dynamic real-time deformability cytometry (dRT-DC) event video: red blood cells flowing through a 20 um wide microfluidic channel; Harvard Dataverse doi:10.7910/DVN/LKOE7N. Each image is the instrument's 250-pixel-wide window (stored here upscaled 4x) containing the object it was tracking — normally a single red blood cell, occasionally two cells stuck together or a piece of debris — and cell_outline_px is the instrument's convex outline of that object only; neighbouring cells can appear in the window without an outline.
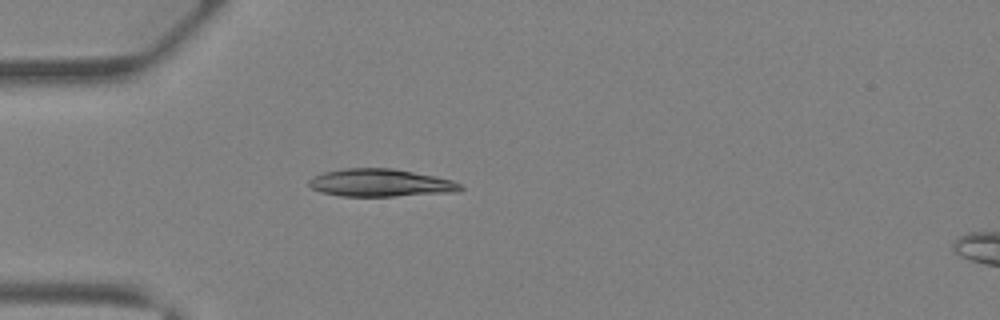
{"species": "Egyptian fruit bat (a non-hibernating species)", "species_latin": "Rousettus aegyptiacus", "temperature_condition": "warm", "stored_images_in_passage": 30, "camera_frame_rate_fps": 3000, "um_per_image_px": 0.085, "animal": {"sex": "female"}, "frame": {"image": 1, "passage_image": 1, "time_ms": 0.0, "image_size_px": [1000, 320], "cell_outline_px": [[464, 188], [460, 192], [396, 196], [340, 196], [320, 192], [312, 188], [308, 184], [308, 180], [312, 176], [324, 172], [344, 168], [392, 168], [436, 176], [452, 180], [460, 184]], "centroid_in_image_um": [32.35, 15.54], "position_along_channel_um": 52.7, "area_um2": 24.68}}
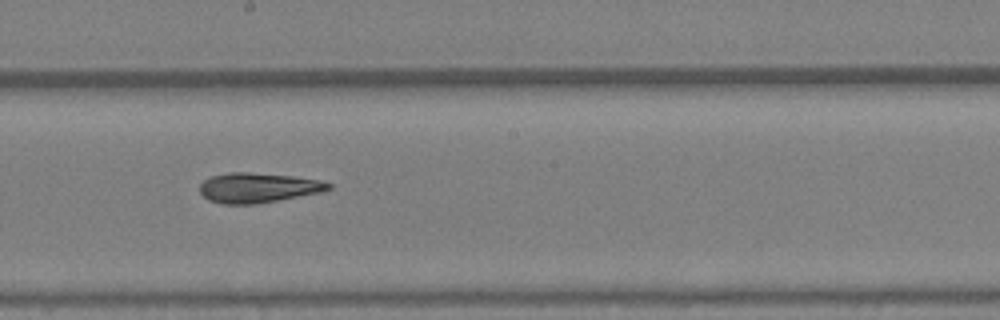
{"frame": {"image": 2, "passage_image": 12, "time_ms": 3.667, "image_size_px": [1000, 320], "cell_outline_px": [[332, 188], [324, 192], [256, 204], [224, 204], [208, 200], [200, 192], [200, 184], [208, 176], [232, 172], [248, 172], [292, 176], [324, 180], [332, 184]], "centroid_in_image_um": [21.97, 15.95], "position_along_channel_um": 226.2, "area_um2": 22.66}}
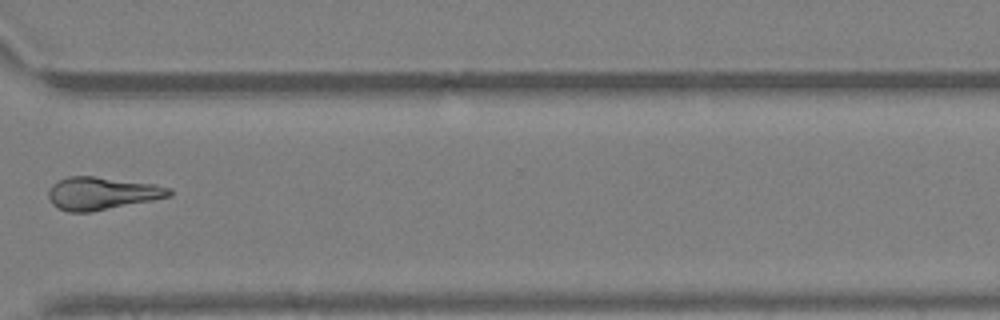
{"frame": {"image": 3, "passage_image": 20, "time_ms": 6.333, "image_size_px": [1000, 320], "cell_outline_px": [[172, 196], [92, 212], [68, 212], [56, 208], [48, 200], [48, 192], [52, 184], [56, 180], [68, 176], [96, 176], [156, 184], [172, 188]], "centroid_in_image_um": [8.64, 16.43], "position_along_channel_um": 362.0, "area_um2": 23.41}}